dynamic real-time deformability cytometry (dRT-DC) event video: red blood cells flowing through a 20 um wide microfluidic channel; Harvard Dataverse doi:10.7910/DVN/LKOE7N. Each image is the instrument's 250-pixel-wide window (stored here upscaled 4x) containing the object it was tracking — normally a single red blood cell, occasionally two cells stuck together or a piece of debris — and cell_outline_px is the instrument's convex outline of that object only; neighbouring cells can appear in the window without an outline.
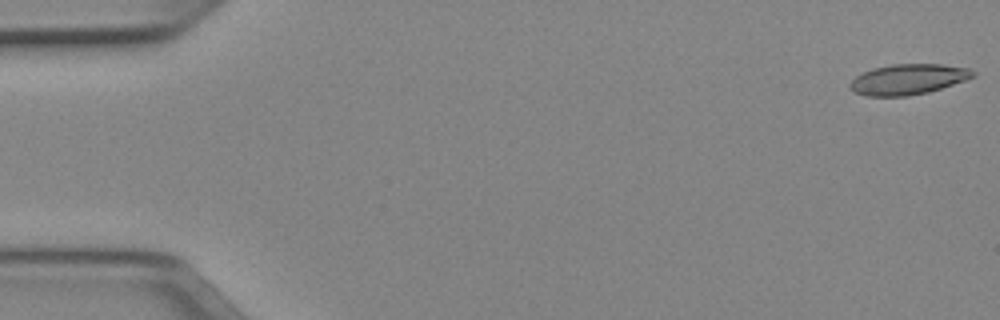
{"species": "Egyptian fruit bat (a non-hibernating species)", "species_latin": "Rousettus aegyptiacus", "temperature_condition": "cold", "stored_images_in_passage": 51, "camera_frame_rate_fps": 3000, "um_per_image_px": 0.085, "animal": {"sex": "female"}, "frame": {"image": 1, "passage_image": 1, "time_ms": 0.0, "image_size_px": [1000, 320], "cell_outline_px": [[976, 76], [928, 92], [908, 96], [868, 96], [856, 92], [848, 84], [856, 76], [872, 68], [892, 64], [940, 64], [968, 68], [976, 72]], "centroid_in_image_um": [77.19, 6.73], "position_along_channel_um": 7.8, "area_um2": 21.62}}
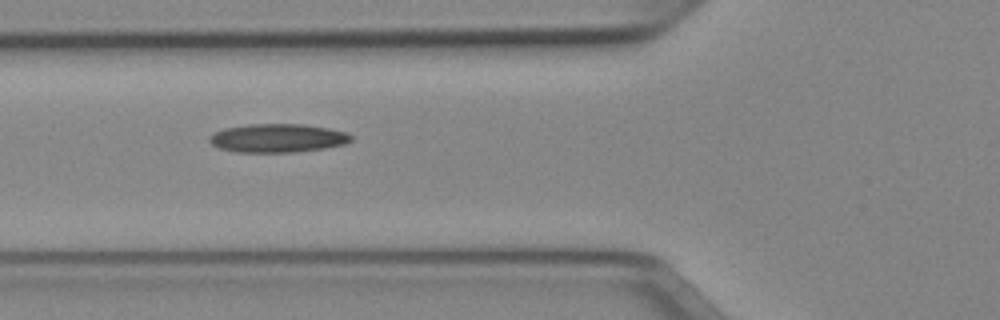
{"frame": {"image": 2, "passage_image": 19, "time_ms": 6.0, "image_size_px": [1000, 320], "cell_outline_px": [[352, 140], [344, 144], [324, 148], [296, 152], [236, 152], [220, 148], [212, 144], [208, 140], [208, 136], [224, 128], [248, 124], [304, 124], [328, 128], [348, 132], [352, 136]], "centroid_in_image_um": [23.6, 11.73], "position_along_channel_um": 102.2, "area_um2": 23.64}}
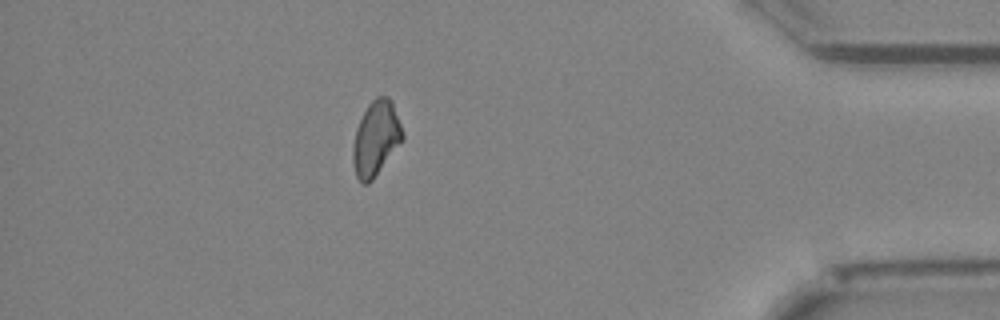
{"frame": {"image": 3, "passage_image": 45, "time_ms": 14.667, "image_size_px": [1000, 320], "cell_outline_px": [[404, 136], [372, 180], [368, 184], [364, 184], [356, 176], [352, 160], [352, 148], [356, 128], [368, 104], [376, 96], [388, 96], [392, 100]], "centroid_in_image_um": [31.92, 11.73], "position_along_channel_um": 403.3, "area_um2": 21.15}, "authors_computed_cell_mechanics": {"area_um2": 22.0796, "velocity_mm_per_s": 3.9698, "shape_relaxation_time_tau1_ms": 7.4991, "shape_relaxation_time_tau2_ms": null, "deformation_change_tau1": 0.1791, "deformation_change_tau2": null}}